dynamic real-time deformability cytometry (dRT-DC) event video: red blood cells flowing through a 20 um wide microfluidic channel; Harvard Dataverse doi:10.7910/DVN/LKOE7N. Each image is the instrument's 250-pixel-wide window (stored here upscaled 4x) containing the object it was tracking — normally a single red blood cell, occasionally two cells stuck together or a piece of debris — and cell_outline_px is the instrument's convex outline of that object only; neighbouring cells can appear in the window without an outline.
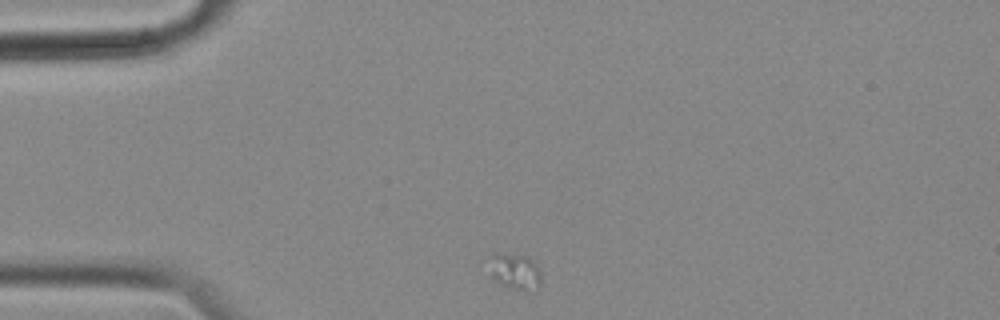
{"species": "common noctule bat (a hibernating species)", "species_latin": "Nyctalus noctula", "temperature_condition": "cold", "stored_images_in_passage": 9, "camera_frame_rate_fps": 3000, "um_per_image_px": 0.085, "animal": {"sex": "female", "body_mass_g": 18.4}, "frame": {"image": 1, "passage_image": 1, "time_ms": 0.0, "image_size_px": [1000, 320], "cell_outline_px": [[540, 284], [536, 292], [524, 292], [500, 284], [492, 276], [492, 252], [496, 252], [528, 256], [536, 264], [540, 272]], "centroid_in_image_um": [43.85, 23.1], "position_along_channel_um": 41.2, "area_um2": 10.98}}